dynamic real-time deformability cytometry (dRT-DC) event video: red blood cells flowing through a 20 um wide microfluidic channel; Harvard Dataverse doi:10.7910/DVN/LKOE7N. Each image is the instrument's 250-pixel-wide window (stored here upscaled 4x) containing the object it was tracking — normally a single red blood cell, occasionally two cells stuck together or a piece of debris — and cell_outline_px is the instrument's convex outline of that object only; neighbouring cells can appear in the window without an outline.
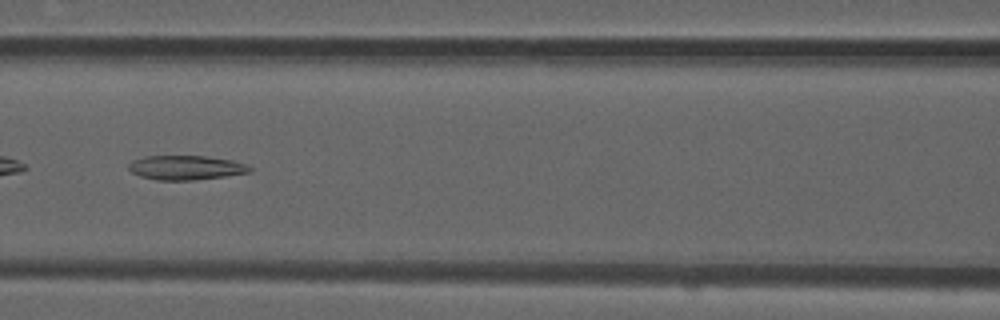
{"species": "common noctule bat (a hibernating species)", "species_latin": "Nyctalus noctula", "temperature_condition": "room temperature", "stored_images_in_passage": 4, "camera_frame_rate_fps": 3000, "um_per_image_px": 0.085, "animal": {"sex": "male", "forearm_length_mm": 52.5}, "frame": {"image": 1, "passage_image": 4, "time_ms": 1.0, "image_size_px": [1000, 320], "cell_outline_px": [[252, 172], [224, 176], [192, 180], [156, 180], [140, 176], [132, 172], [128, 168], [128, 164], [132, 160], [144, 156], [204, 156], [232, 160], [248, 164], [252, 168]], "centroid_in_image_um": [15.8, 14.24], "position_along_channel_um": 150.8, "area_um2": 17.22}}